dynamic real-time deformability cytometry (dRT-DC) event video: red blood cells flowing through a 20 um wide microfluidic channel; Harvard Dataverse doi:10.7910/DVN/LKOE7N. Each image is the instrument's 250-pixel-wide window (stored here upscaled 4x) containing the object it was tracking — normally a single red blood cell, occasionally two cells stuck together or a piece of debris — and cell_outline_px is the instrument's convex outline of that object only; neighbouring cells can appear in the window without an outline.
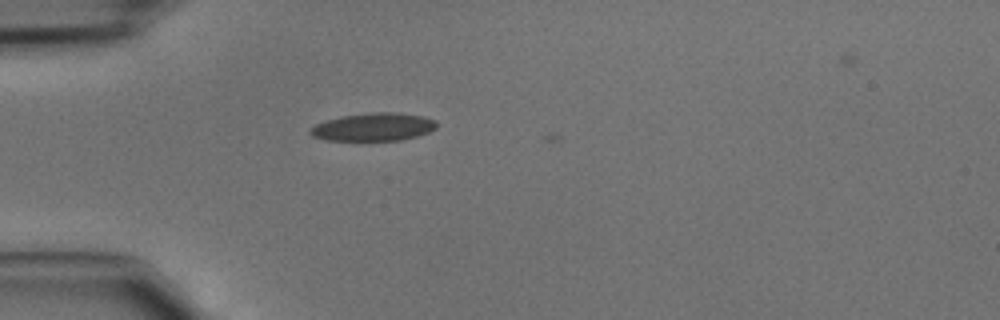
{"species": "common noctule bat (a hibernating species)", "species_latin": "Nyctalus noctula", "temperature_condition": "cold", "stored_images_in_passage": 3, "camera_frame_rate_fps": 3000, "um_per_image_px": 0.085, "animal": {"sex": "male", "body_mass_g": 15.6}, "frame": {"image": 1, "passage_image": 2, "time_ms": 0.333, "image_size_px": [1000, 320], "cell_outline_px": [[436, 128], [428, 132], [416, 136], [400, 140], [328, 140], [312, 136], [308, 132], [316, 124], [328, 120], [344, 116], [372, 112], [396, 112], [424, 116], [436, 120]], "centroid_in_image_um": [31.78, 10.79], "position_along_channel_um": 53.2, "area_um2": 20.35}}